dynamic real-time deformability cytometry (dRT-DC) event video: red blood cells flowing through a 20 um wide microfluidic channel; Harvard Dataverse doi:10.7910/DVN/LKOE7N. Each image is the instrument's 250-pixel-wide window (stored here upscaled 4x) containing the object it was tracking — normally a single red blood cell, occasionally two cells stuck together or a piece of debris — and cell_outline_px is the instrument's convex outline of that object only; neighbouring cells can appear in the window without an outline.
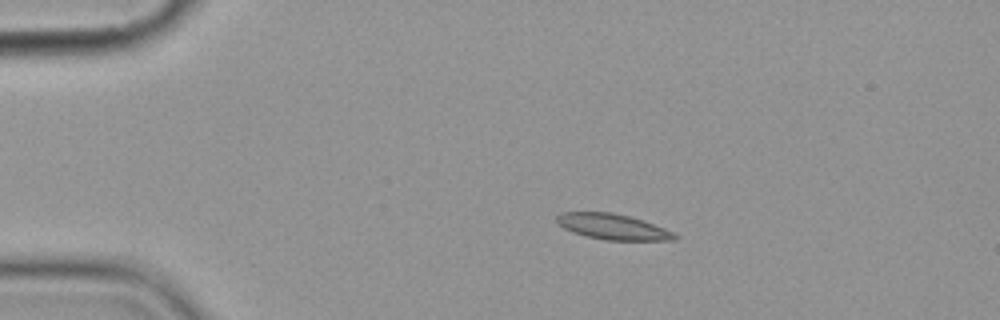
{"species": "common noctule bat (a hibernating species)", "species_latin": "Nyctalus noctula", "temperature_condition": "cold", "stored_images_in_passage": 10, "camera_frame_rate_fps": 3000, "um_per_image_px": 0.085, "animal": {"sex": "female", "body_mass_g": 19.9}, "frame": {"image": 1, "passage_image": 4, "time_ms": 3.667, "image_size_px": [1000, 320], "cell_outline_px": [[680, 236], [676, 240], [604, 240], [584, 236], [572, 232], [564, 228], [556, 220], [556, 216], [560, 212], [612, 212], [644, 220], [664, 228]], "centroid_in_image_um": [52.09, 19.27], "position_along_channel_um": 32.9, "area_um2": 17.69}}
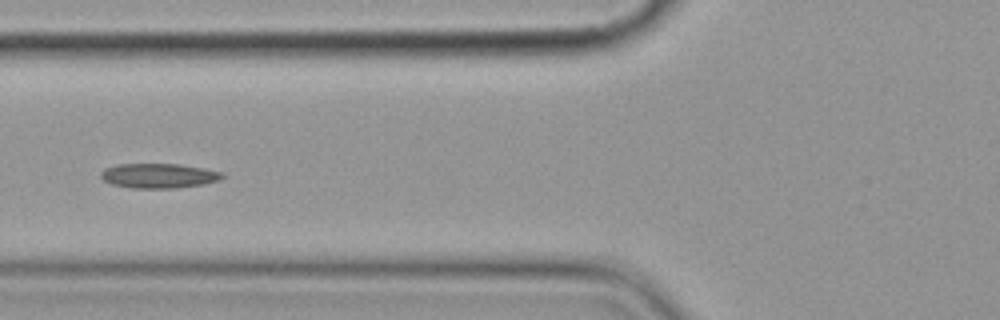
{"frame": {"image": 2, "passage_image": 7, "time_ms": 7.333, "image_size_px": [1000, 320], "cell_outline_px": [[224, 176], [220, 180], [204, 184], [176, 188], [132, 188], [112, 184], [104, 180], [100, 176], [100, 172], [104, 168], [116, 164], [180, 164], [204, 168], [224, 172]], "centroid_in_image_um": [13.5, 14.93], "position_along_channel_um": 112.3, "area_um2": 17.63}}
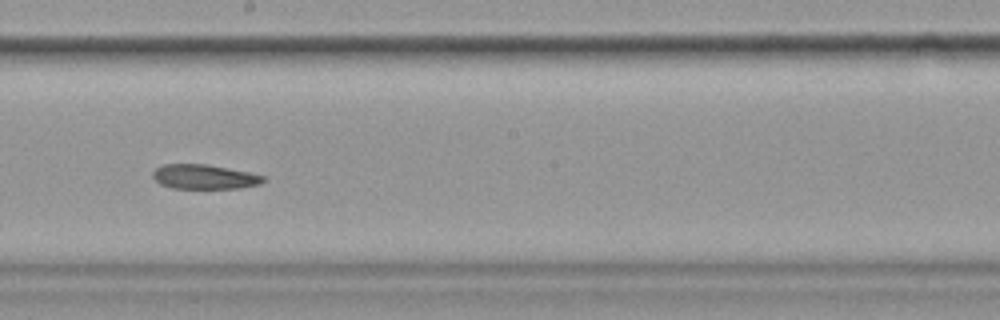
{"frame": {"image": 3, "passage_image": 10, "time_ms": 10.667, "image_size_px": [1000, 320], "cell_outline_px": [[264, 180], [260, 184], [240, 188], [172, 188], [160, 184], [152, 176], [152, 172], [156, 168], [164, 164], [208, 164], [248, 172], [264, 176]], "centroid_in_image_um": [17.34, 15.02], "position_along_channel_um": 230.9, "area_um2": 15.72}}